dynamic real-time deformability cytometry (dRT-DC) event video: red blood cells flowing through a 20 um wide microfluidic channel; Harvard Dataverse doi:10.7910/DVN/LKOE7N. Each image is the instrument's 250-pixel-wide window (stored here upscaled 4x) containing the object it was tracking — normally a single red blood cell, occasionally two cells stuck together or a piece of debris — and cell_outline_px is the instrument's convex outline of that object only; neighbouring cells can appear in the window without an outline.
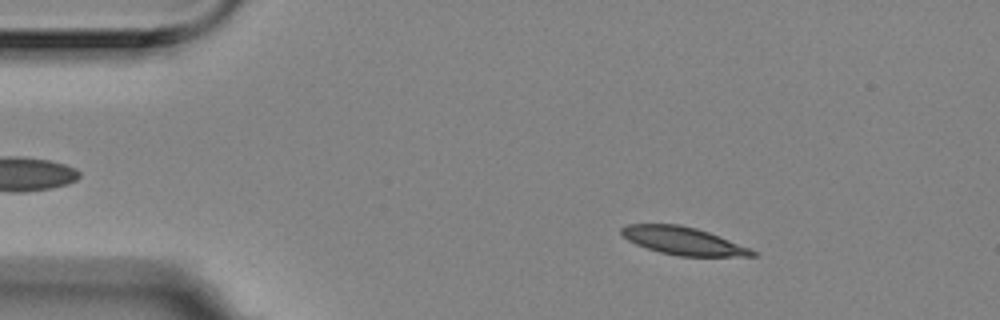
{"species": "Egyptian fruit bat (a non-hibernating species)", "species_latin": "Rousettus aegyptiacus", "temperature_condition": "room temperature", "stored_images_in_passage": 56, "camera_frame_rate_fps": 3000, "um_per_image_px": 0.085, "animal": {"sex": "female"}, "frame": {"image": 1, "passage_image": 8, "time_ms": 2.333, "image_size_px": [1000, 320], "cell_outline_px": [[756, 256], [676, 256], [660, 252], [636, 244], [628, 240], [620, 232], [620, 228], [628, 224], [680, 224], [696, 228], [708, 232], [748, 248], [756, 252]], "centroid_in_image_um": [58.02, 20.47], "position_along_channel_um": 27.0, "area_um2": 20.87}}
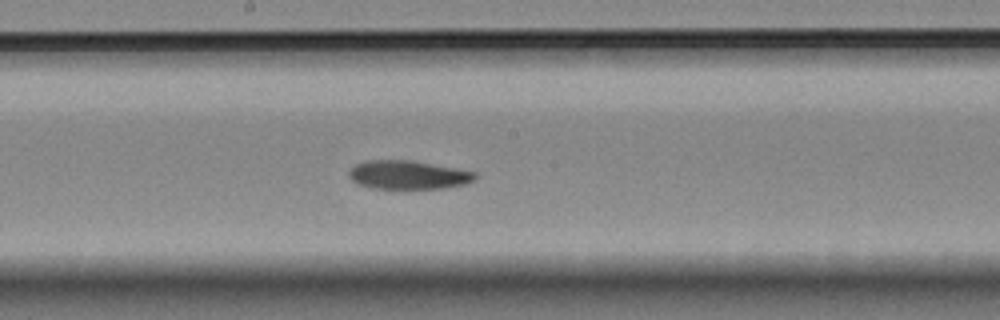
{"frame": {"image": 2, "passage_image": 29, "time_ms": 9.333, "image_size_px": [1000, 320], "cell_outline_px": [[476, 176], [472, 180], [464, 184], [444, 188], [372, 188], [356, 184], [348, 176], [348, 172], [356, 164], [364, 160], [408, 160], [476, 172]], "centroid_in_image_um": [34.62, 14.86], "position_along_channel_um": 213.6, "area_um2": 20.75}}
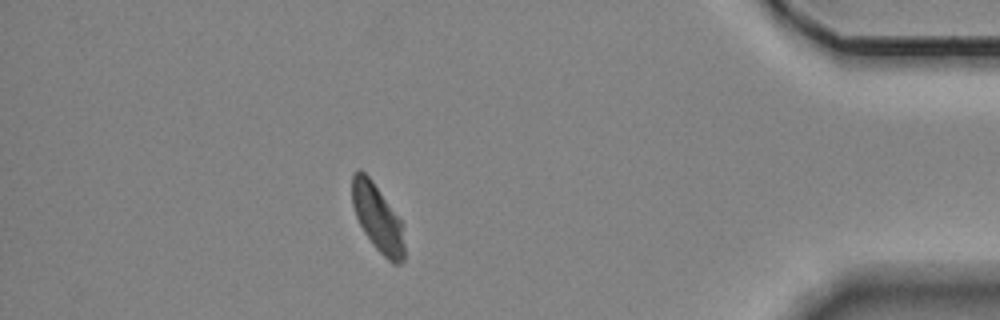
{"frame": {"image": 3, "passage_image": 49, "time_ms": 16.0, "image_size_px": [1000, 320], "cell_outline_px": [[404, 260], [400, 264], [392, 264], [372, 244], [364, 232], [356, 216], [352, 204], [352, 172], [356, 168], [360, 168], [372, 180], [400, 220], [404, 244]], "centroid_in_image_um": [32.06, 18.51], "position_along_channel_um": 403.1, "area_um2": 20.29}, "authors_computed_cell_mechanics": {"area_um2": 21.7328, "velocity_mm_per_s": 3.4926, "shape_relaxation_time_tau1_ms": null, "shape_relaxation_time_tau2_ms": 3.6613, "deformation_change_tau1": null, "deformation_change_tau2": 0.0716}}